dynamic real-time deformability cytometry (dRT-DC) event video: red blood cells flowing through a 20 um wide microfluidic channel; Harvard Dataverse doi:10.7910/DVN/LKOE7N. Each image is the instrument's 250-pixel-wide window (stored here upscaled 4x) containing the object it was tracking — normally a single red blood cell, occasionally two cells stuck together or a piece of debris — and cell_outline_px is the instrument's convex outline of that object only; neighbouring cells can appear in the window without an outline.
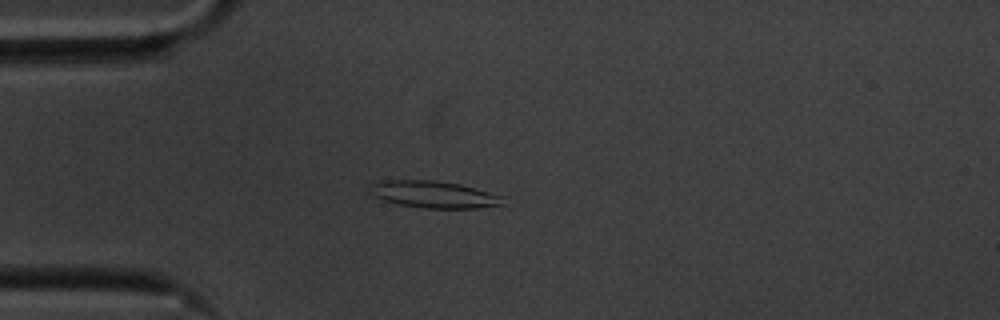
{"species": "common noctule bat (a hibernating species)", "species_latin": "Nyctalus noctula", "temperature_condition": "cold", "stored_images_in_passage": 43, "camera_frame_rate_fps": 3000, "um_per_image_px": 0.085, "animal": {"sex": "male", "body_mass_g": 20.1, "forearm_length_mm": 53.5}, "frame": {"image": 1, "passage_image": 1, "time_ms": 0.0, "image_size_px": [1000, 320], "cell_outline_px": [[504, 204], [476, 208], [424, 208], [400, 204], [384, 200], [372, 196], [368, 192], [368, 184], [388, 180], [432, 180], [460, 184], [504, 196]], "centroid_in_image_um": [36.84, 16.52], "position_along_channel_um": 48.2, "area_um2": 20.92}}
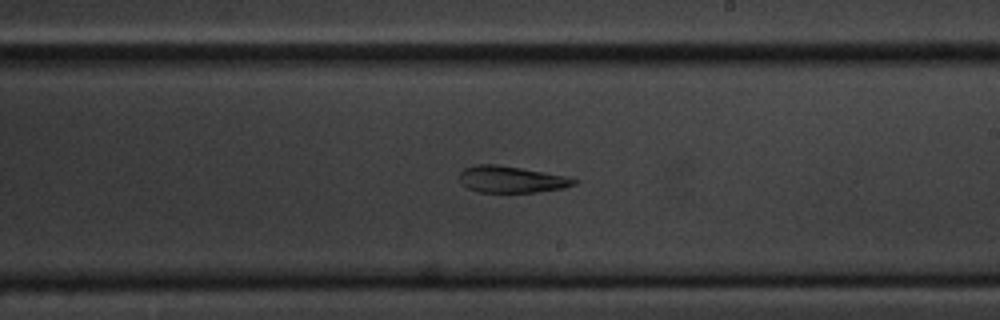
{"frame": {"image": 2, "passage_image": 19, "time_ms": 6.0, "image_size_px": [1000, 320], "cell_outline_px": [[576, 184], [564, 188], [536, 192], [480, 192], [468, 188], [460, 180], [460, 172], [464, 168], [476, 164], [496, 164], [568, 176], [576, 180]], "centroid_in_image_um": [43.47, 15.24], "position_along_channel_um": 245.5, "area_um2": 17.63}}
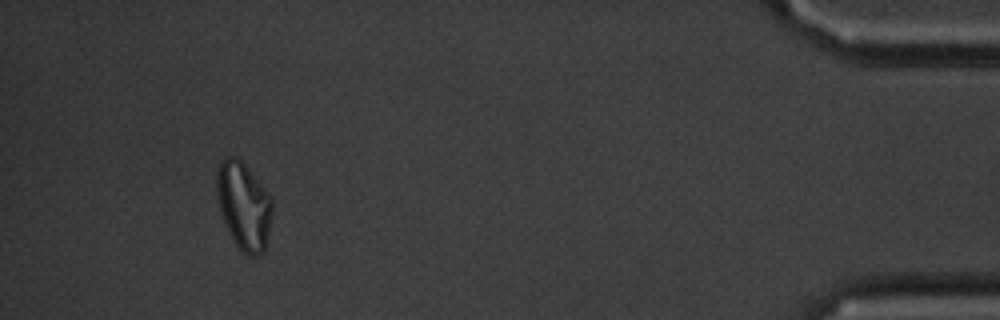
{"frame": {"image": 3, "passage_image": 39, "time_ms": 12.667, "image_size_px": [1000, 320], "cell_outline_px": [[272, 216], [264, 252], [260, 256], [248, 256], [232, 240], [228, 232], [220, 212], [216, 188], [216, 168], [220, 160], [224, 156], [232, 156], [240, 160], [244, 164], [272, 196]], "centroid_in_image_um": [20.71, 17.48], "position_along_channel_um": 414.5, "area_um2": 28.61}, "authors_computed_cell_mechanics": {"area_um2": 19.0162, "velocity_mm_per_s": 3.5053, "shape_relaxation_time_tau1_ms": null, "shape_relaxation_time_tau2_ms": 3.514, "deformation_change_tau1": null, "deformation_change_tau2": 0.109}}